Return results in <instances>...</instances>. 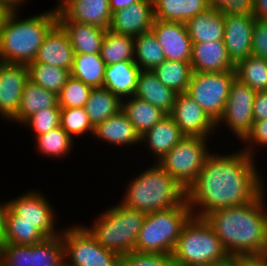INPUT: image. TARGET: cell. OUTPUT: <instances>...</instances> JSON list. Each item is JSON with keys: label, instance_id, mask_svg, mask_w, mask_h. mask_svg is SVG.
Masks as SVG:
<instances>
[{"label": "cell", "instance_id": "cell-22", "mask_svg": "<svg viewBox=\"0 0 267 266\" xmlns=\"http://www.w3.org/2000/svg\"><path fill=\"white\" fill-rule=\"evenodd\" d=\"M57 23L67 33L75 54H100L107 29L69 20L58 8Z\"/></svg>", "mask_w": 267, "mask_h": 266}, {"label": "cell", "instance_id": "cell-43", "mask_svg": "<svg viewBox=\"0 0 267 266\" xmlns=\"http://www.w3.org/2000/svg\"><path fill=\"white\" fill-rule=\"evenodd\" d=\"M239 144L242 150L256 159L260 152L264 154L267 150V119L253 122L252 130Z\"/></svg>", "mask_w": 267, "mask_h": 266}, {"label": "cell", "instance_id": "cell-54", "mask_svg": "<svg viewBox=\"0 0 267 266\" xmlns=\"http://www.w3.org/2000/svg\"><path fill=\"white\" fill-rule=\"evenodd\" d=\"M11 11L0 2V29Z\"/></svg>", "mask_w": 267, "mask_h": 266}, {"label": "cell", "instance_id": "cell-32", "mask_svg": "<svg viewBox=\"0 0 267 266\" xmlns=\"http://www.w3.org/2000/svg\"><path fill=\"white\" fill-rule=\"evenodd\" d=\"M105 67L100 54H74L70 73L91 88H99L104 86Z\"/></svg>", "mask_w": 267, "mask_h": 266}, {"label": "cell", "instance_id": "cell-36", "mask_svg": "<svg viewBox=\"0 0 267 266\" xmlns=\"http://www.w3.org/2000/svg\"><path fill=\"white\" fill-rule=\"evenodd\" d=\"M134 37L106 30L100 56L106 65L134 60Z\"/></svg>", "mask_w": 267, "mask_h": 266}, {"label": "cell", "instance_id": "cell-16", "mask_svg": "<svg viewBox=\"0 0 267 266\" xmlns=\"http://www.w3.org/2000/svg\"><path fill=\"white\" fill-rule=\"evenodd\" d=\"M28 80L27 64L0 62V119L3 122L8 124L17 114Z\"/></svg>", "mask_w": 267, "mask_h": 266}, {"label": "cell", "instance_id": "cell-4", "mask_svg": "<svg viewBox=\"0 0 267 266\" xmlns=\"http://www.w3.org/2000/svg\"><path fill=\"white\" fill-rule=\"evenodd\" d=\"M146 165L130 178H125L129 180H126V187L123 183L125 190L118 200L122 205L150 213L179 206L187 200V190L160 165L148 161Z\"/></svg>", "mask_w": 267, "mask_h": 266}, {"label": "cell", "instance_id": "cell-1", "mask_svg": "<svg viewBox=\"0 0 267 266\" xmlns=\"http://www.w3.org/2000/svg\"><path fill=\"white\" fill-rule=\"evenodd\" d=\"M239 147L226 152V147L219 145L207 157L197 179L187 189L192 216L203 218L215 210L246 204L267 188L266 172L259 170V161Z\"/></svg>", "mask_w": 267, "mask_h": 266}, {"label": "cell", "instance_id": "cell-47", "mask_svg": "<svg viewBox=\"0 0 267 266\" xmlns=\"http://www.w3.org/2000/svg\"><path fill=\"white\" fill-rule=\"evenodd\" d=\"M210 8L227 11L249 10L248 0H207Z\"/></svg>", "mask_w": 267, "mask_h": 266}, {"label": "cell", "instance_id": "cell-13", "mask_svg": "<svg viewBox=\"0 0 267 266\" xmlns=\"http://www.w3.org/2000/svg\"><path fill=\"white\" fill-rule=\"evenodd\" d=\"M256 17L249 10L227 11L224 19V39L231 61H239L252 55V31Z\"/></svg>", "mask_w": 267, "mask_h": 266}, {"label": "cell", "instance_id": "cell-34", "mask_svg": "<svg viewBox=\"0 0 267 266\" xmlns=\"http://www.w3.org/2000/svg\"><path fill=\"white\" fill-rule=\"evenodd\" d=\"M134 48V62L140 70H154L166 60L151 30L134 37Z\"/></svg>", "mask_w": 267, "mask_h": 266}, {"label": "cell", "instance_id": "cell-30", "mask_svg": "<svg viewBox=\"0 0 267 266\" xmlns=\"http://www.w3.org/2000/svg\"><path fill=\"white\" fill-rule=\"evenodd\" d=\"M31 142H35L34 148L38 155L45 157L44 159L50 158L57 161L68 159L67 157L77 145L61 126L37 136Z\"/></svg>", "mask_w": 267, "mask_h": 266}, {"label": "cell", "instance_id": "cell-26", "mask_svg": "<svg viewBox=\"0 0 267 266\" xmlns=\"http://www.w3.org/2000/svg\"><path fill=\"white\" fill-rule=\"evenodd\" d=\"M225 12L209 8L185 24L192 43L223 41Z\"/></svg>", "mask_w": 267, "mask_h": 266}, {"label": "cell", "instance_id": "cell-40", "mask_svg": "<svg viewBox=\"0 0 267 266\" xmlns=\"http://www.w3.org/2000/svg\"><path fill=\"white\" fill-rule=\"evenodd\" d=\"M47 237L28 222H6L1 244L33 245Z\"/></svg>", "mask_w": 267, "mask_h": 266}, {"label": "cell", "instance_id": "cell-25", "mask_svg": "<svg viewBox=\"0 0 267 266\" xmlns=\"http://www.w3.org/2000/svg\"><path fill=\"white\" fill-rule=\"evenodd\" d=\"M134 96L151 103L169 115L175 104L177 93L164 86L152 70H140Z\"/></svg>", "mask_w": 267, "mask_h": 266}, {"label": "cell", "instance_id": "cell-31", "mask_svg": "<svg viewBox=\"0 0 267 266\" xmlns=\"http://www.w3.org/2000/svg\"><path fill=\"white\" fill-rule=\"evenodd\" d=\"M84 108L95 128L109 117L116 115L122 109V101L107 88H92Z\"/></svg>", "mask_w": 267, "mask_h": 266}, {"label": "cell", "instance_id": "cell-21", "mask_svg": "<svg viewBox=\"0 0 267 266\" xmlns=\"http://www.w3.org/2000/svg\"><path fill=\"white\" fill-rule=\"evenodd\" d=\"M74 54L67 33L57 23L45 36L43 44L31 63H45L71 71Z\"/></svg>", "mask_w": 267, "mask_h": 266}, {"label": "cell", "instance_id": "cell-51", "mask_svg": "<svg viewBox=\"0 0 267 266\" xmlns=\"http://www.w3.org/2000/svg\"><path fill=\"white\" fill-rule=\"evenodd\" d=\"M0 200L2 199L0 198ZM8 209L7 199L0 201V240H2L5 232L6 214Z\"/></svg>", "mask_w": 267, "mask_h": 266}, {"label": "cell", "instance_id": "cell-33", "mask_svg": "<svg viewBox=\"0 0 267 266\" xmlns=\"http://www.w3.org/2000/svg\"><path fill=\"white\" fill-rule=\"evenodd\" d=\"M64 245L61 234L28 245V266H63Z\"/></svg>", "mask_w": 267, "mask_h": 266}, {"label": "cell", "instance_id": "cell-18", "mask_svg": "<svg viewBox=\"0 0 267 266\" xmlns=\"http://www.w3.org/2000/svg\"><path fill=\"white\" fill-rule=\"evenodd\" d=\"M154 21L153 0H140L112 12L108 30L136 37L151 30Z\"/></svg>", "mask_w": 267, "mask_h": 266}, {"label": "cell", "instance_id": "cell-49", "mask_svg": "<svg viewBox=\"0 0 267 266\" xmlns=\"http://www.w3.org/2000/svg\"><path fill=\"white\" fill-rule=\"evenodd\" d=\"M232 261L233 266H267V255L241 256Z\"/></svg>", "mask_w": 267, "mask_h": 266}, {"label": "cell", "instance_id": "cell-27", "mask_svg": "<svg viewBox=\"0 0 267 266\" xmlns=\"http://www.w3.org/2000/svg\"><path fill=\"white\" fill-rule=\"evenodd\" d=\"M58 95L28 80L21 95L17 114L8 122L20 126L28 117L41 109L56 107Z\"/></svg>", "mask_w": 267, "mask_h": 266}, {"label": "cell", "instance_id": "cell-8", "mask_svg": "<svg viewBox=\"0 0 267 266\" xmlns=\"http://www.w3.org/2000/svg\"><path fill=\"white\" fill-rule=\"evenodd\" d=\"M215 139L185 136L156 163L187 190L197 179L205 160L214 150L213 146L216 147L215 143H222Z\"/></svg>", "mask_w": 267, "mask_h": 266}, {"label": "cell", "instance_id": "cell-52", "mask_svg": "<svg viewBox=\"0 0 267 266\" xmlns=\"http://www.w3.org/2000/svg\"><path fill=\"white\" fill-rule=\"evenodd\" d=\"M30 0H0L10 11H23L24 6L30 5ZM22 8V9H21Z\"/></svg>", "mask_w": 267, "mask_h": 266}, {"label": "cell", "instance_id": "cell-48", "mask_svg": "<svg viewBox=\"0 0 267 266\" xmlns=\"http://www.w3.org/2000/svg\"><path fill=\"white\" fill-rule=\"evenodd\" d=\"M253 119L263 121L267 119V91H257L253 104Z\"/></svg>", "mask_w": 267, "mask_h": 266}, {"label": "cell", "instance_id": "cell-42", "mask_svg": "<svg viewBox=\"0 0 267 266\" xmlns=\"http://www.w3.org/2000/svg\"><path fill=\"white\" fill-rule=\"evenodd\" d=\"M92 88L81 80L70 76L58 94L60 108L84 107Z\"/></svg>", "mask_w": 267, "mask_h": 266}, {"label": "cell", "instance_id": "cell-23", "mask_svg": "<svg viewBox=\"0 0 267 266\" xmlns=\"http://www.w3.org/2000/svg\"><path fill=\"white\" fill-rule=\"evenodd\" d=\"M190 64L193 72H225L235 70L223 41L192 43Z\"/></svg>", "mask_w": 267, "mask_h": 266}, {"label": "cell", "instance_id": "cell-39", "mask_svg": "<svg viewBox=\"0 0 267 266\" xmlns=\"http://www.w3.org/2000/svg\"><path fill=\"white\" fill-rule=\"evenodd\" d=\"M60 126L74 141L91 138L94 132L84 107L61 108Z\"/></svg>", "mask_w": 267, "mask_h": 266}, {"label": "cell", "instance_id": "cell-37", "mask_svg": "<svg viewBox=\"0 0 267 266\" xmlns=\"http://www.w3.org/2000/svg\"><path fill=\"white\" fill-rule=\"evenodd\" d=\"M27 68L31 82L55 92L57 95L71 76L70 70L45 63H29Z\"/></svg>", "mask_w": 267, "mask_h": 266}, {"label": "cell", "instance_id": "cell-3", "mask_svg": "<svg viewBox=\"0 0 267 266\" xmlns=\"http://www.w3.org/2000/svg\"><path fill=\"white\" fill-rule=\"evenodd\" d=\"M53 7V8H52ZM34 15L11 11L0 29V62L29 64L45 36L57 24V6Z\"/></svg>", "mask_w": 267, "mask_h": 266}, {"label": "cell", "instance_id": "cell-2", "mask_svg": "<svg viewBox=\"0 0 267 266\" xmlns=\"http://www.w3.org/2000/svg\"><path fill=\"white\" fill-rule=\"evenodd\" d=\"M205 221L228 255H267V188L254 200L206 214Z\"/></svg>", "mask_w": 267, "mask_h": 266}, {"label": "cell", "instance_id": "cell-29", "mask_svg": "<svg viewBox=\"0 0 267 266\" xmlns=\"http://www.w3.org/2000/svg\"><path fill=\"white\" fill-rule=\"evenodd\" d=\"M121 110L127 115L140 136L167 116L161 109L136 96L123 99Z\"/></svg>", "mask_w": 267, "mask_h": 266}, {"label": "cell", "instance_id": "cell-7", "mask_svg": "<svg viewBox=\"0 0 267 266\" xmlns=\"http://www.w3.org/2000/svg\"><path fill=\"white\" fill-rule=\"evenodd\" d=\"M191 216L187 200L176 207L146 213L134 251L171 255L183 226Z\"/></svg>", "mask_w": 267, "mask_h": 266}, {"label": "cell", "instance_id": "cell-20", "mask_svg": "<svg viewBox=\"0 0 267 266\" xmlns=\"http://www.w3.org/2000/svg\"><path fill=\"white\" fill-rule=\"evenodd\" d=\"M185 135L180 131L175 121L167 115L154 127L146 131L141 136L140 147L147 149L146 153L151 162H158L166 153H168Z\"/></svg>", "mask_w": 267, "mask_h": 266}, {"label": "cell", "instance_id": "cell-11", "mask_svg": "<svg viewBox=\"0 0 267 266\" xmlns=\"http://www.w3.org/2000/svg\"><path fill=\"white\" fill-rule=\"evenodd\" d=\"M235 78V70L193 72L185 93L217 123L224 113L229 90Z\"/></svg>", "mask_w": 267, "mask_h": 266}, {"label": "cell", "instance_id": "cell-24", "mask_svg": "<svg viewBox=\"0 0 267 266\" xmlns=\"http://www.w3.org/2000/svg\"><path fill=\"white\" fill-rule=\"evenodd\" d=\"M140 68L134 60H125L106 65L104 88L115 94L121 101L135 95Z\"/></svg>", "mask_w": 267, "mask_h": 266}, {"label": "cell", "instance_id": "cell-17", "mask_svg": "<svg viewBox=\"0 0 267 266\" xmlns=\"http://www.w3.org/2000/svg\"><path fill=\"white\" fill-rule=\"evenodd\" d=\"M151 31L159 42L166 60L191 61L192 40L185 23L154 19Z\"/></svg>", "mask_w": 267, "mask_h": 266}, {"label": "cell", "instance_id": "cell-38", "mask_svg": "<svg viewBox=\"0 0 267 266\" xmlns=\"http://www.w3.org/2000/svg\"><path fill=\"white\" fill-rule=\"evenodd\" d=\"M236 78L257 91H267V61L254 55L235 65Z\"/></svg>", "mask_w": 267, "mask_h": 266}, {"label": "cell", "instance_id": "cell-55", "mask_svg": "<svg viewBox=\"0 0 267 266\" xmlns=\"http://www.w3.org/2000/svg\"><path fill=\"white\" fill-rule=\"evenodd\" d=\"M202 266H233V261L231 260L229 263H216L212 265H202Z\"/></svg>", "mask_w": 267, "mask_h": 266}, {"label": "cell", "instance_id": "cell-53", "mask_svg": "<svg viewBox=\"0 0 267 266\" xmlns=\"http://www.w3.org/2000/svg\"><path fill=\"white\" fill-rule=\"evenodd\" d=\"M111 12L128 7L140 0H109Z\"/></svg>", "mask_w": 267, "mask_h": 266}, {"label": "cell", "instance_id": "cell-28", "mask_svg": "<svg viewBox=\"0 0 267 266\" xmlns=\"http://www.w3.org/2000/svg\"><path fill=\"white\" fill-rule=\"evenodd\" d=\"M210 7L207 0H153L154 19L186 23Z\"/></svg>", "mask_w": 267, "mask_h": 266}, {"label": "cell", "instance_id": "cell-12", "mask_svg": "<svg viewBox=\"0 0 267 266\" xmlns=\"http://www.w3.org/2000/svg\"><path fill=\"white\" fill-rule=\"evenodd\" d=\"M255 94L254 89L240 82L237 78L234 79L229 90L224 113L216 123L217 139L224 135L223 132L226 131L231 133V139L241 142L252 130Z\"/></svg>", "mask_w": 267, "mask_h": 266}, {"label": "cell", "instance_id": "cell-6", "mask_svg": "<svg viewBox=\"0 0 267 266\" xmlns=\"http://www.w3.org/2000/svg\"><path fill=\"white\" fill-rule=\"evenodd\" d=\"M171 255L175 266L212 265L232 260L205 219L195 216L183 226Z\"/></svg>", "mask_w": 267, "mask_h": 266}, {"label": "cell", "instance_id": "cell-19", "mask_svg": "<svg viewBox=\"0 0 267 266\" xmlns=\"http://www.w3.org/2000/svg\"><path fill=\"white\" fill-rule=\"evenodd\" d=\"M56 6L69 20L109 28L112 16L109 0H61Z\"/></svg>", "mask_w": 267, "mask_h": 266}, {"label": "cell", "instance_id": "cell-50", "mask_svg": "<svg viewBox=\"0 0 267 266\" xmlns=\"http://www.w3.org/2000/svg\"><path fill=\"white\" fill-rule=\"evenodd\" d=\"M248 6L256 19L267 22V0H248Z\"/></svg>", "mask_w": 267, "mask_h": 266}, {"label": "cell", "instance_id": "cell-44", "mask_svg": "<svg viewBox=\"0 0 267 266\" xmlns=\"http://www.w3.org/2000/svg\"><path fill=\"white\" fill-rule=\"evenodd\" d=\"M120 266H175L172 255L138 253L135 251L121 256Z\"/></svg>", "mask_w": 267, "mask_h": 266}, {"label": "cell", "instance_id": "cell-10", "mask_svg": "<svg viewBox=\"0 0 267 266\" xmlns=\"http://www.w3.org/2000/svg\"><path fill=\"white\" fill-rule=\"evenodd\" d=\"M65 224L61 238L67 266H120L121 256L100 245L80 223Z\"/></svg>", "mask_w": 267, "mask_h": 266}, {"label": "cell", "instance_id": "cell-45", "mask_svg": "<svg viewBox=\"0 0 267 266\" xmlns=\"http://www.w3.org/2000/svg\"><path fill=\"white\" fill-rule=\"evenodd\" d=\"M0 266H28V245L1 244Z\"/></svg>", "mask_w": 267, "mask_h": 266}, {"label": "cell", "instance_id": "cell-41", "mask_svg": "<svg viewBox=\"0 0 267 266\" xmlns=\"http://www.w3.org/2000/svg\"><path fill=\"white\" fill-rule=\"evenodd\" d=\"M61 108L50 107L41 109L28 117L19 127H24L35 139L37 136L47 133L60 126Z\"/></svg>", "mask_w": 267, "mask_h": 266}, {"label": "cell", "instance_id": "cell-14", "mask_svg": "<svg viewBox=\"0 0 267 266\" xmlns=\"http://www.w3.org/2000/svg\"><path fill=\"white\" fill-rule=\"evenodd\" d=\"M169 116L185 136L216 138V123L186 93H178Z\"/></svg>", "mask_w": 267, "mask_h": 266}, {"label": "cell", "instance_id": "cell-15", "mask_svg": "<svg viewBox=\"0 0 267 266\" xmlns=\"http://www.w3.org/2000/svg\"><path fill=\"white\" fill-rule=\"evenodd\" d=\"M92 138V141H94V139L96 141L97 139V142H94V144H107L109 146L108 148H110L111 145V147H113L112 149L116 147L118 150L122 147V149L119 150V152L121 151V153H123L121 155H124L123 149H126L124 150L125 152L129 150L132 152L134 148H136V150H134L135 152L133 154L137 152V154L140 155L137 149L140 148L141 145V136L122 110L98 124L94 128ZM130 148H133V150Z\"/></svg>", "mask_w": 267, "mask_h": 266}, {"label": "cell", "instance_id": "cell-9", "mask_svg": "<svg viewBox=\"0 0 267 266\" xmlns=\"http://www.w3.org/2000/svg\"><path fill=\"white\" fill-rule=\"evenodd\" d=\"M30 188L27 191H23V193L20 192L15 198L8 197L9 209L6 214V222L33 223L47 238L56 237L61 234L64 227L58 221L61 213L57 212L58 209L53 206L52 202L54 200L51 201L48 193L46 195L38 187ZM58 222L60 223L59 225Z\"/></svg>", "mask_w": 267, "mask_h": 266}, {"label": "cell", "instance_id": "cell-5", "mask_svg": "<svg viewBox=\"0 0 267 266\" xmlns=\"http://www.w3.org/2000/svg\"><path fill=\"white\" fill-rule=\"evenodd\" d=\"M117 201V202H116ZM96 213L89 225L80 223L105 249L120 256L135 250L146 213L129 209L118 200Z\"/></svg>", "mask_w": 267, "mask_h": 266}, {"label": "cell", "instance_id": "cell-35", "mask_svg": "<svg viewBox=\"0 0 267 266\" xmlns=\"http://www.w3.org/2000/svg\"><path fill=\"white\" fill-rule=\"evenodd\" d=\"M158 80L166 87L178 93H185L191 80L193 70L190 62L163 61L152 70Z\"/></svg>", "mask_w": 267, "mask_h": 266}, {"label": "cell", "instance_id": "cell-46", "mask_svg": "<svg viewBox=\"0 0 267 266\" xmlns=\"http://www.w3.org/2000/svg\"><path fill=\"white\" fill-rule=\"evenodd\" d=\"M252 55L267 61V22L255 20L251 42Z\"/></svg>", "mask_w": 267, "mask_h": 266}]
</instances>
